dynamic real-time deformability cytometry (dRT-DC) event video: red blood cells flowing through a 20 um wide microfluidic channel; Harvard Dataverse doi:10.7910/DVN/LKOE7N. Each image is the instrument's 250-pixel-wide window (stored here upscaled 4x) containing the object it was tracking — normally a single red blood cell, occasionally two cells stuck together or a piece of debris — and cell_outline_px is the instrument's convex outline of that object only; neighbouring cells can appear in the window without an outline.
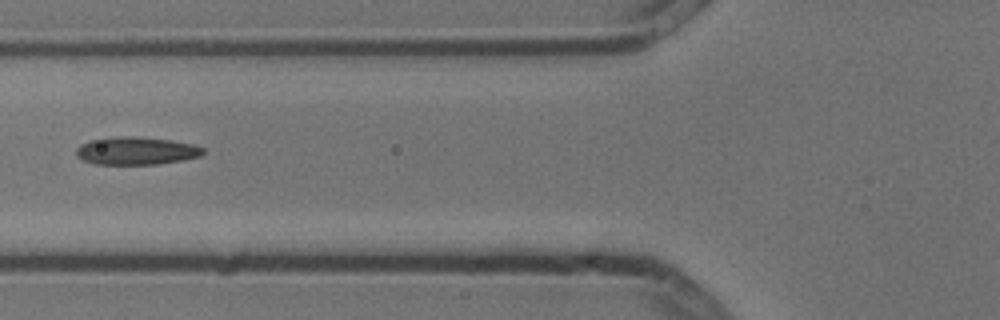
{"species": "common noctule bat (a hibernating species)", "species_latin": "Nyctalus noctula", "temperature_condition": "cold", "stored_images_in_passage": 6, "camera_frame_rate_fps": 3000, "um_per_image_px": 0.085, "animal": {"sex": "male", "body_mass_g": 13.3}, "frame": {"image": 1, "passage_image": 6, "time_ms": 1.667, "image_size_px": [1000, 320], "cell_outline_px": [[204, 152], [200, 156], [184, 160], [156, 164], [96, 164], [84, 160], [76, 156], [76, 148], [80, 144], [88, 140], [116, 136], [140, 136], [172, 140], [192, 144], [204, 148]], "centroid_in_image_um": [11.57, 12.8], "position_along_channel_um": 114.2, "area_um2": 20.75}}